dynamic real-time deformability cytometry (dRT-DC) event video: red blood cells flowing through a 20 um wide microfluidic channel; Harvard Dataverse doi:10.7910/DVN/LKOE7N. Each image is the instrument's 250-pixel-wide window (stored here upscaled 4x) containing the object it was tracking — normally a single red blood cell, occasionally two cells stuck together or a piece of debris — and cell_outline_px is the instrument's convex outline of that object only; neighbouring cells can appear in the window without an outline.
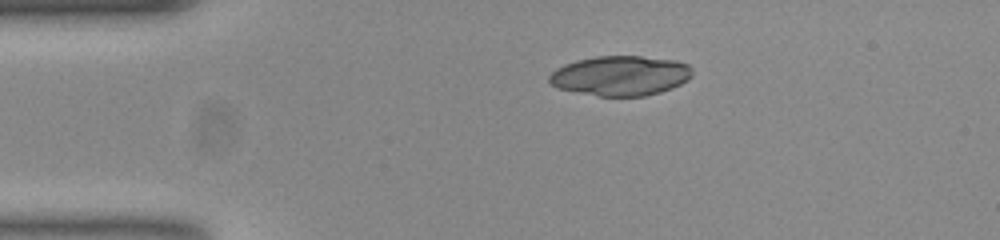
{"species": "common noctule bat (a hibernating species)", "species_latin": "Nyctalus noctula", "temperature_condition": "room temperature", "stored_images_in_passage": 44, "camera_frame_rate_fps": 3000, "um_per_image_px": 0.085, "animal": {"sex": "female", "body_mass_g": 23.0, "forearm_length_mm": 53.4}, "frame": {"image": 1, "passage_image": 1, "time_ms": 0.0, "image_size_px": [1000, 240], "cell_outline_px": [[692, 76], [688, 80], [672, 88], [660, 92], [644, 96], [600, 96], [560, 88], [552, 84], [548, 80], [548, 76], [556, 68], [564, 64], [576, 60], [596, 56], [640, 56], [676, 60], [688, 64], [692, 68]], "centroid_in_image_um": [52.77, 6.42], "position_along_channel_um": 32.2, "area_um2": 33.18}}